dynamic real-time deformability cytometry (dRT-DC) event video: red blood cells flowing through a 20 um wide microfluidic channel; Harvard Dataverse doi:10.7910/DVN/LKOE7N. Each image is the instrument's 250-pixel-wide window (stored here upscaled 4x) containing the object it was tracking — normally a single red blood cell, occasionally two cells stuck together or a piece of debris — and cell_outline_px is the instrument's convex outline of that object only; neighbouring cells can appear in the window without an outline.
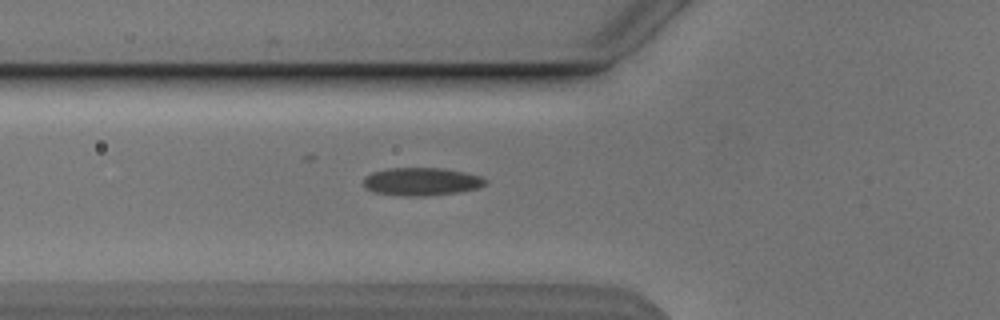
{"species": "Egyptian fruit bat (a non-hibernating species)", "species_latin": "Rousettus aegyptiacus", "temperature_condition": "cold", "stored_images_in_passage": 53, "camera_frame_rate_fps": 3000, "um_per_image_px": 0.085, "animal": {"sex": "male"}, "frame": {"image": 1, "passage_image": 19, "time_ms": 6.0, "image_size_px": [1000, 320], "cell_outline_px": [[488, 180], [484, 184], [476, 188], [460, 192], [428, 196], [400, 196], [372, 192], [364, 188], [364, 176], [372, 172], [388, 168], [440, 168], [480, 176]], "centroid_in_image_um": [35.75, 15.45], "position_along_channel_um": 90.0, "area_um2": 19.88}}
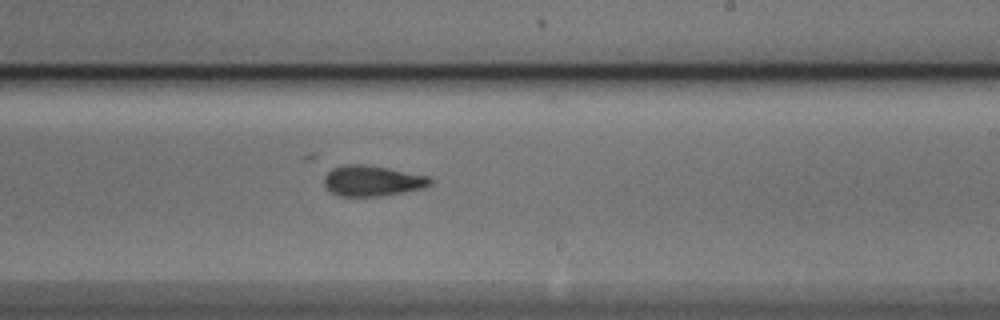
{"frame": {"image": 2, "passage_image": 32, "time_ms": 10.333, "image_size_px": [1000, 320], "cell_outline_px": [[436, 180], [432, 184], [424, 188], [404, 192], [380, 196], [340, 196], [324, 188], [324, 176], [332, 168], [344, 164], [368, 164], [432, 176]], "centroid_in_image_um": [31.7, 15.35], "position_along_channel_um": 257.3, "area_um2": 19.42}}
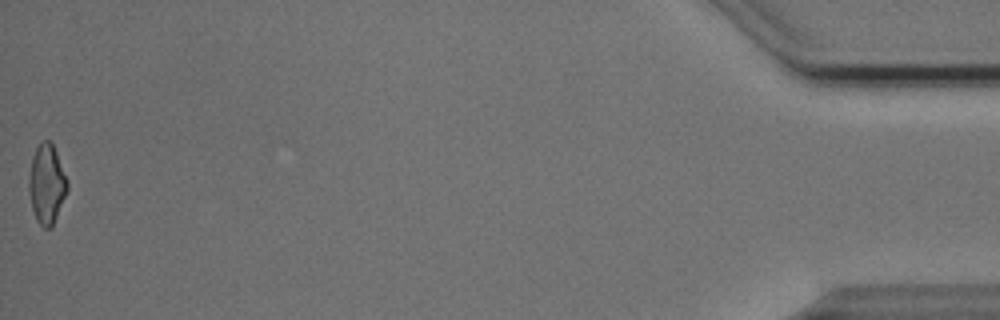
{"frame": {"image": 3, "passage_image": 53, "time_ms": 17.333, "image_size_px": [1000, 320], "cell_outline_px": [[68, 192], [52, 228], [44, 228], [36, 220], [32, 208], [28, 188], [28, 180], [32, 156], [36, 148], [44, 140], [48, 140], [52, 144], [56, 152], [68, 180]], "centroid_in_image_um": [3.98, 15.68], "position_along_channel_um": 431.2, "area_um2": 17.92}}